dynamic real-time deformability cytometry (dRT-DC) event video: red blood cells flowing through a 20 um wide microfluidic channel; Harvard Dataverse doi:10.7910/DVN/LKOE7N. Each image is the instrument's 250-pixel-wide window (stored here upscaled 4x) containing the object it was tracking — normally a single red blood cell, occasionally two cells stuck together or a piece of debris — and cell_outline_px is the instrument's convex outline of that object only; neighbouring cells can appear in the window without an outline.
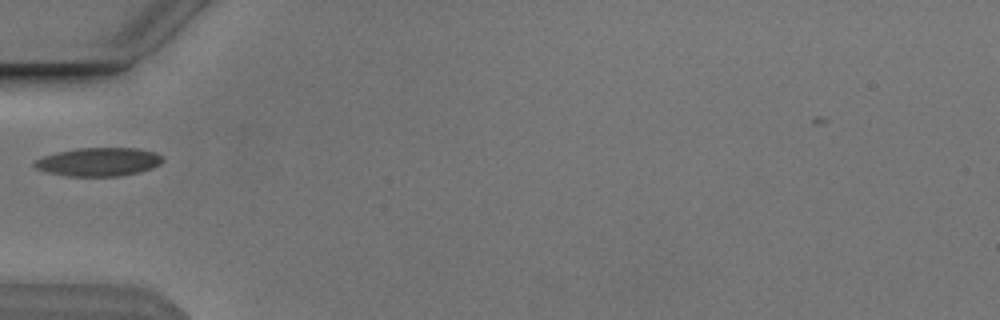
{"species": "Egyptian fruit bat (a non-hibernating species)", "species_latin": "Rousettus aegyptiacus", "temperature_condition": "cold", "stored_images_in_passage": 3, "camera_frame_rate_fps": 3000, "um_per_image_px": 0.085, "animal": {"sex": "male"}, "frame": {"image": 1, "passage_image": 1, "time_ms": 0.0, "image_size_px": [1000, 320], "cell_outline_px": [[164, 160], [160, 164], [152, 168], [136, 172], [116, 176], [68, 176], [48, 172], [36, 168], [32, 164], [36, 160], [44, 156], [56, 152], [76, 148], [136, 148], [156, 152], [164, 156]], "centroid_in_image_um": [8.4, 13.74], "position_along_channel_um": 76.6, "area_um2": 21.21}}